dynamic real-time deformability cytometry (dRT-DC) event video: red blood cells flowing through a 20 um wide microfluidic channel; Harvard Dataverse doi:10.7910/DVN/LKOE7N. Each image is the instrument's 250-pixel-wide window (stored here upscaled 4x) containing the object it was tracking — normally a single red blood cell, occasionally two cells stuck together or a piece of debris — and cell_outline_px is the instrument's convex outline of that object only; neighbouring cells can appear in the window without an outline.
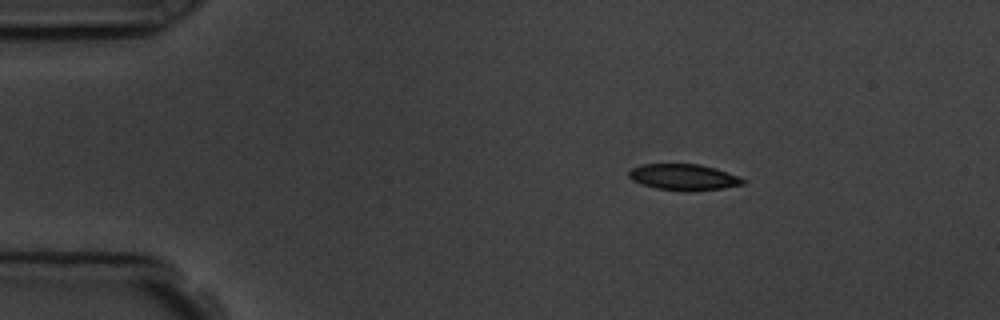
{"species": "common noctule bat (a hibernating species)", "species_latin": "Nyctalus noctula", "temperature_condition": "room temperature", "stored_images_in_passage": 4, "camera_frame_rate_fps": 3000, "um_per_image_px": 0.085, "animal": {"sex": "male", "body_mass_g": 19.5, "forearm_length_mm": 54.6}, "frame": {"image": 1, "passage_image": 2, "time_ms": 1.333, "image_size_px": [1000, 320], "cell_outline_px": [[748, 180], [744, 184], [724, 188], [656, 188], [632, 180], [628, 176], [628, 172], [632, 168], [644, 164], [696, 164], [716, 168], [740, 176]], "centroid_in_image_um": [58.15, 15.0], "position_along_channel_um": 26.9, "area_um2": 16.53}}